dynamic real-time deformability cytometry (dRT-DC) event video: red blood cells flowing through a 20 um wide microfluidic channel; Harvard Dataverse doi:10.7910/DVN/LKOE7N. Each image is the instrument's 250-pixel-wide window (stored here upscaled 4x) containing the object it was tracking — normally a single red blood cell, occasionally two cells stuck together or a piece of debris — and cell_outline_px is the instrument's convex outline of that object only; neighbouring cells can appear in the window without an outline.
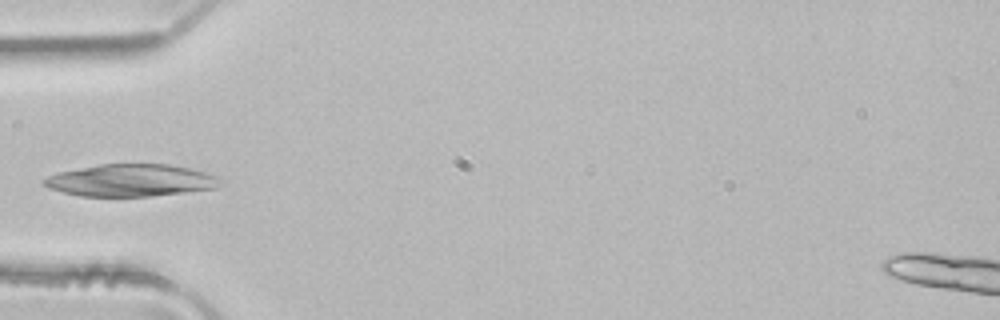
{"species": "common noctule bat (a hibernating species)", "species_latin": "Nyctalus noctula", "temperature_condition": "room temperature", "stored_images_in_passage": 6, "camera_frame_rate_fps": 3000, "um_per_image_px": 0.085, "animal": {"sex": "male", "body_mass_g": 21.5, "forearm_length_mm": 52.0}, "frame": {"image": 1, "passage_image": 6, "time_ms": 1.667, "image_size_px": [1000, 320], "cell_outline_px": [[224, 184], [216, 188], [184, 192], [148, 196], [80, 196], [48, 188], [40, 180], [48, 176], [60, 172], [100, 164], [168, 164], [192, 168], [216, 176], [224, 180]], "centroid_in_image_um": [11.16, 15.32], "position_along_channel_um": 73.8, "area_um2": 33.06}}